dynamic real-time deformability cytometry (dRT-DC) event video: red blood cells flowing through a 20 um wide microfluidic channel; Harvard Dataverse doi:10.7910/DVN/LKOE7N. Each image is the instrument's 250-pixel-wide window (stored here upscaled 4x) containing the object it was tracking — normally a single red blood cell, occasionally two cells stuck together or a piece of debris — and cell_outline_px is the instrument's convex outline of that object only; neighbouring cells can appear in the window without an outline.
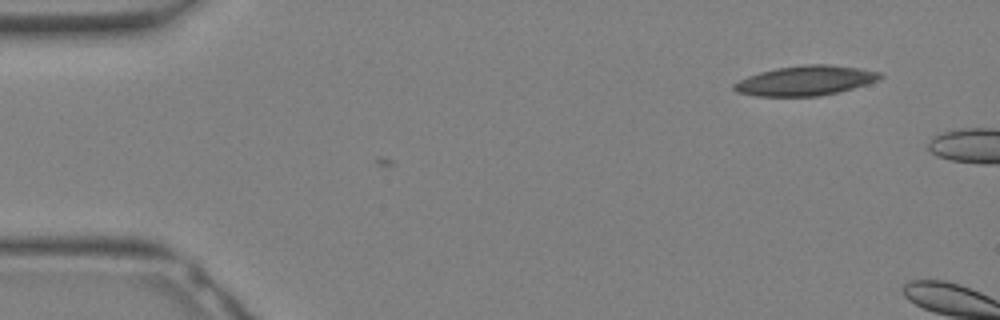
{"species": "Egyptian fruit bat (a non-hibernating species)", "species_latin": "Rousettus aegyptiacus", "temperature_condition": "warm", "stored_images_in_passage": 2, "camera_frame_rate_fps": 3000, "um_per_image_px": 0.085, "animal": {"sex": "female"}, "frame": {"image": 1, "passage_image": 1, "time_ms": 0.0, "image_size_px": [1000, 320], "cell_outline_px": [[884, 76], [880, 80], [840, 92], [816, 96], [756, 96], [736, 92], [732, 88], [732, 84], [748, 76], [760, 72], [776, 68], [804, 64], [828, 64], [860, 68], [880, 72]], "centroid_in_image_um": [68.48, 6.85], "position_along_channel_um": 16.5, "area_um2": 25.49}}